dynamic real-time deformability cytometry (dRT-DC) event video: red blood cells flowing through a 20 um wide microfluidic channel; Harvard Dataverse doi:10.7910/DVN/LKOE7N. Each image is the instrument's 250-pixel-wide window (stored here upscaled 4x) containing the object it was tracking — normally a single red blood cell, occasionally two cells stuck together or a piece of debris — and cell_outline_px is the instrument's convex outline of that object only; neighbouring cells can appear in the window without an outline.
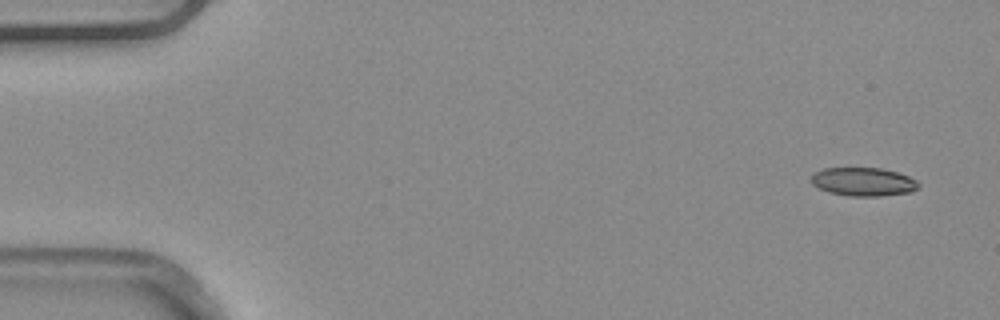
{"species": "common noctule bat (a hibernating species)", "species_latin": "Nyctalus noctula", "temperature_condition": "warm", "stored_images_in_passage": 6, "camera_frame_rate_fps": 3000, "um_per_image_px": 0.085, "animal": {"sex": "male", "body_mass_g": 20.4}, "frame": {"image": 1, "passage_image": 1, "time_ms": 0.0, "image_size_px": [1000, 320], "cell_outline_px": [[920, 188], [912, 192], [880, 196], [848, 196], [828, 192], [812, 184], [812, 176], [816, 172], [824, 168], [880, 168], [896, 172], [908, 176], [916, 180], [920, 184]], "centroid_in_image_um": [73.42, 15.46], "position_along_channel_um": 11.6, "area_um2": 17.8}}
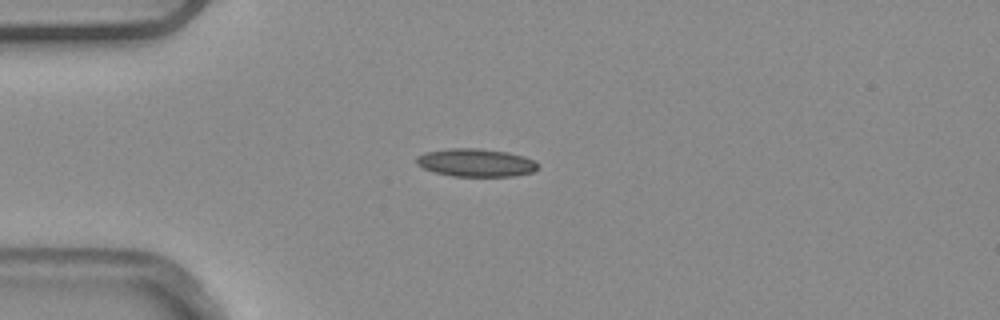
{"frame": {"image": 2, "passage_image": 4, "time_ms": 1.0, "image_size_px": [1000, 320], "cell_outline_px": [[536, 168], [532, 172], [512, 176], [452, 176], [432, 172], [416, 164], [416, 156], [424, 152], [448, 148], [480, 148], [508, 152], [524, 156], [536, 160]], "centroid_in_image_um": [40.4, 13.81], "position_along_channel_um": 44.6, "area_um2": 19.94}}
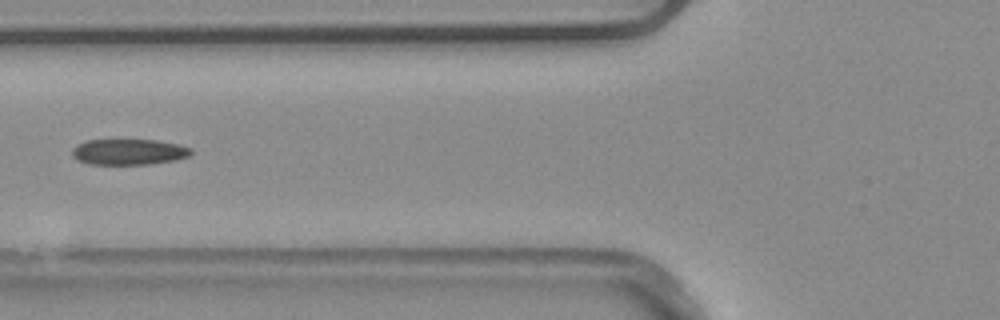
{"frame": {"image": 3, "passage_image": 6, "time_ms": 1.667, "image_size_px": [1000, 320], "cell_outline_px": [[192, 152], [188, 156], [176, 160], [148, 164], [88, 164], [76, 160], [72, 156], [72, 148], [76, 144], [88, 140], [156, 140], [180, 144], [192, 148]], "centroid_in_image_um": [10.93, 12.91], "position_along_channel_um": 114.9, "area_um2": 18.03}}